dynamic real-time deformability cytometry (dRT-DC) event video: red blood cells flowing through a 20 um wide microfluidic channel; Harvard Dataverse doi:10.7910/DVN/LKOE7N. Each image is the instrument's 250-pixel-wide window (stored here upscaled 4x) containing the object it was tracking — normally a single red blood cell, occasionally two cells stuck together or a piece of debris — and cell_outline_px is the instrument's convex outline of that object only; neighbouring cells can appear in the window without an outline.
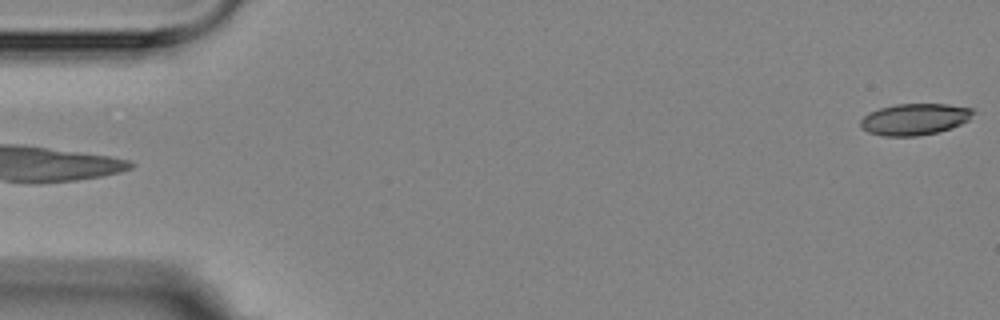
{"species": "Egyptian fruit bat (a non-hibernating species)", "species_latin": "Rousettus aegyptiacus", "temperature_condition": "room temperature", "stored_images_in_passage": 5, "camera_frame_rate_fps": 3000, "um_per_image_px": 0.085, "animal": {"sex": "female"}, "frame": {"image": 1, "passage_image": 5, "time_ms": 4.667, "image_size_px": [1000, 320], "cell_outline_px": [[976, 112], [968, 120], [960, 124], [936, 132], [916, 136], [880, 136], [868, 132], [860, 128], [860, 120], [864, 116], [880, 108], [896, 104], [948, 104], [972, 108]], "centroid_in_image_um": [77.73, 10.13], "position_along_channel_um": 7.3, "area_um2": 20.58}}